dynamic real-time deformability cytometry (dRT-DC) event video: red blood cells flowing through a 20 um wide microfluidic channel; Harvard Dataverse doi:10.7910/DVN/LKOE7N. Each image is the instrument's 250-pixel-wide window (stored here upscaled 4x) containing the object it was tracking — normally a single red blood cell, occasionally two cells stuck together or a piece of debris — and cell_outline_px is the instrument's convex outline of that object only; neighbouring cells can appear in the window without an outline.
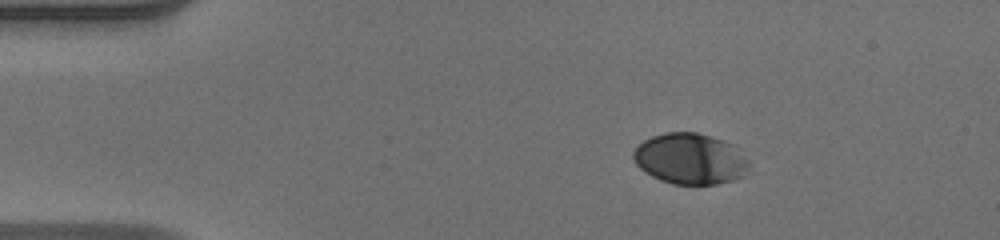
{"species": "human", "species_latin": "Homo sapiens", "temperature_condition": "warm", "stored_images_in_passage": 43, "camera_frame_rate_fps": 3000, "um_per_image_px": 0.085, "donor": {"sex": "male"}, "frame": {"image": 1, "passage_image": 1, "time_ms": 0.0, "image_size_px": [1000, 240], "cell_outline_px": [[752, 164], [744, 176], [732, 180], [716, 184], [672, 184], [660, 180], [644, 172], [632, 160], [632, 152], [644, 140], [652, 136], [668, 132], [696, 132], [724, 140], [732, 144]], "centroid_in_image_um": [58.67, 13.5], "position_along_channel_um": 26.3, "area_um2": 34.51}}
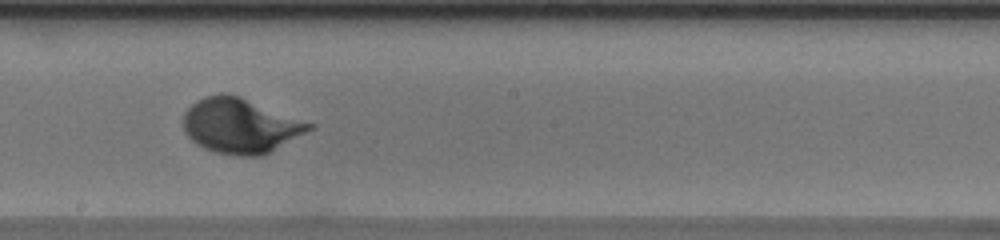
{"frame": {"image": 2, "passage_image": 21, "time_ms": 6.667, "image_size_px": [1000, 240], "cell_outline_px": [[316, 128], [260, 156], [236, 156], [216, 152], [204, 148], [196, 144], [184, 132], [184, 112], [196, 100], [204, 96], [220, 92], [228, 92], [240, 96], [316, 124]], "centroid_in_image_um": [20.44, 10.66], "position_along_channel_um": 227.8, "area_um2": 40.58}}
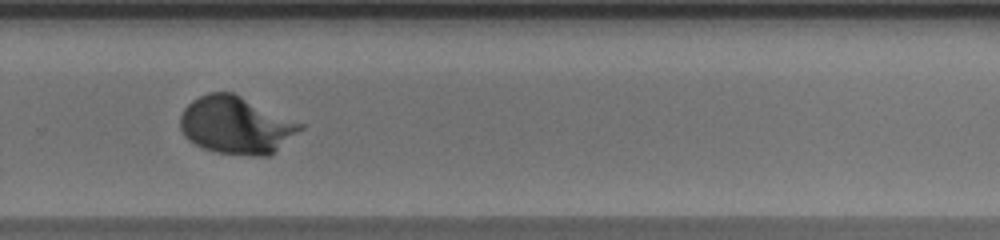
{"frame": {"image": 3, "passage_image": 27, "time_ms": 8.667, "image_size_px": [1000, 240], "cell_outline_px": [[304, 128], [268, 156], [248, 156], [216, 152], [204, 148], [188, 140], [184, 136], [180, 128], [180, 116], [184, 108], [192, 100], [208, 92], [232, 92], [304, 124]], "centroid_in_image_um": [20.05, 10.64], "position_along_channel_um": 309.8, "area_um2": 40.06}, "authors_computed_cell_mechanics": {"area_um2": 37.3388, "velocity_mm_per_s": 4.1126, "shape_relaxation_time_tau1_ms": 2.6714, "shape_relaxation_time_tau2_ms": null, "deformation_change_tau1": 0.1642, "deformation_change_tau2": null}}